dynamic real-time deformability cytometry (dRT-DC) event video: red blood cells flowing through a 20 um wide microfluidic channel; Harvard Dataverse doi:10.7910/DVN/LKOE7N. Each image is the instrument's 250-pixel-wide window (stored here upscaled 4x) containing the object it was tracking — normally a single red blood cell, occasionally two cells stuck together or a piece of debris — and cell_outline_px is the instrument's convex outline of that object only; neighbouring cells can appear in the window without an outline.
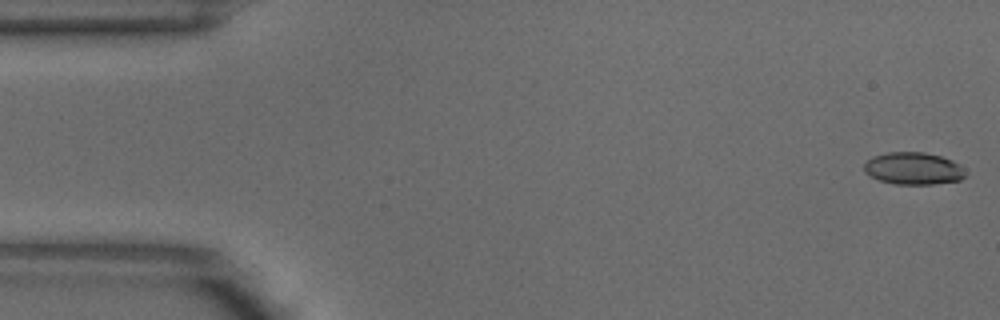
{"species": "common noctule bat (a hibernating species)", "species_latin": "Nyctalus noctula", "temperature_condition": "warm", "stored_images_in_passage": 4, "camera_frame_rate_fps": 3000, "um_per_image_px": 0.085, "animal": {"sex": "male", "body_mass_g": 18.8}, "frame": {"image": 1, "passage_image": 1, "time_ms": 0.0, "image_size_px": [1000, 320], "cell_outline_px": [[964, 176], [960, 180], [932, 184], [896, 184], [880, 180], [864, 172], [864, 164], [872, 156], [888, 152], [924, 152], [940, 156], [952, 160], [960, 164], [964, 168]], "centroid_in_image_um": [77.64, 14.31], "position_along_channel_um": 7.4, "area_um2": 18.96}}
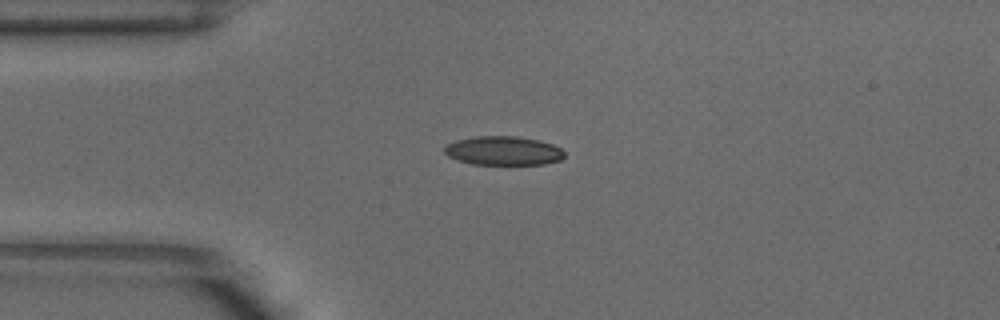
{"frame": {"image": 2, "passage_image": 4, "time_ms": 1.0, "image_size_px": [1000, 320], "cell_outline_px": [[564, 156], [560, 160], [544, 164], [472, 164], [456, 160], [448, 156], [444, 152], [444, 148], [448, 144], [456, 140], [476, 136], [516, 136], [536, 140], [552, 144], [560, 148], [564, 152]], "centroid_in_image_um": [42.76, 12.81], "position_along_channel_um": 42.2, "area_um2": 20.11}}